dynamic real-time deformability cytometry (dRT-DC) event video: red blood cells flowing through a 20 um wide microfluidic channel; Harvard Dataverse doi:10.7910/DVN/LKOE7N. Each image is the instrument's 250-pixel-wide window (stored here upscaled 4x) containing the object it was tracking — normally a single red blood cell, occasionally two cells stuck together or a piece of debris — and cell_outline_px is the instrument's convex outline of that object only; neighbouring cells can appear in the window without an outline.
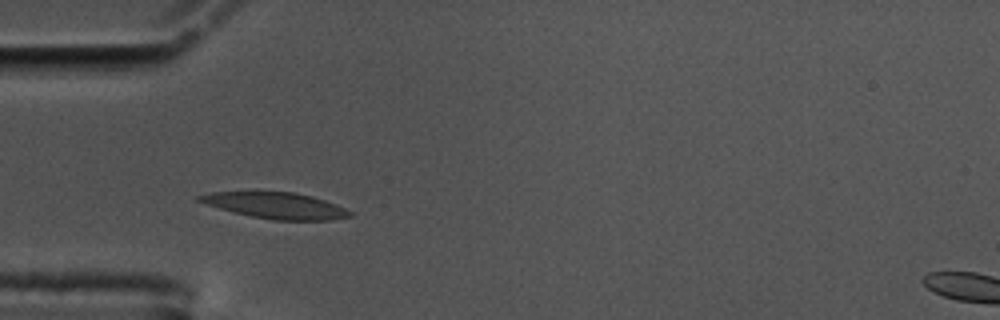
{"species": "common noctule bat (a hibernating species)", "species_latin": "Nyctalus noctula", "temperature_condition": "cold", "stored_images_in_passage": 45, "camera_frame_rate_fps": 3000, "um_per_image_px": 0.085, "animal": {"sex": "male", "body_mass_g": 17.5, "forearm_length_mm": 52.3}, "frame": {"image": 1, "passage_image": 4, "time_ms": 1.0, "image_size_px": [1000, 320], "cell_outline_px": [[352, 216], [328, 220], [272, 220], [232, 212], [196, 200], [196, 196], [212, 192], [296, 192], [312, 196], [324, 200], [344, 208], [352, 212]], "centroid_in_image_um": [23.44, 17.47], "position_along_channel_um": 61.6, "area_um2": 22.66}}
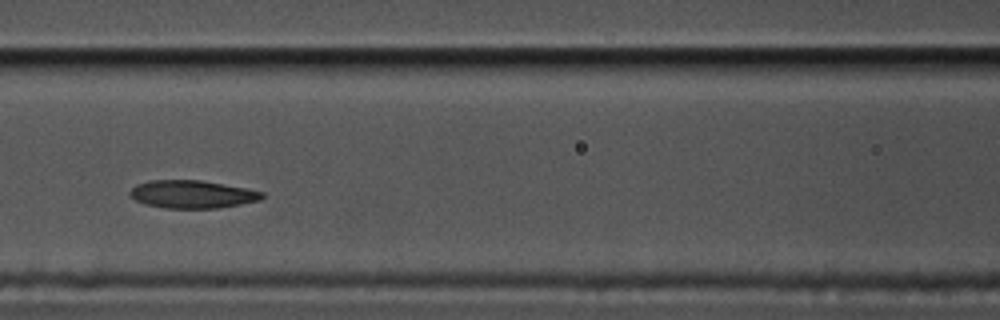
{"frame": {"image": 2, "passage_image": 12, "time_ms": 3.667, "image_size_px": [1000, 320], "cell_outline_px": [[264, 196], [260, 200], [240, 204], [216, 208], [164, 208], [144, 204], [136, 200], [128, 192], [136, 184], [148, 180], [200, 180], [244, 188], [264, 192]], "centroid_in_image_um": [16.3, 16.51], "position_along_channel_um": 150.3, "area_um2": 21.33}}
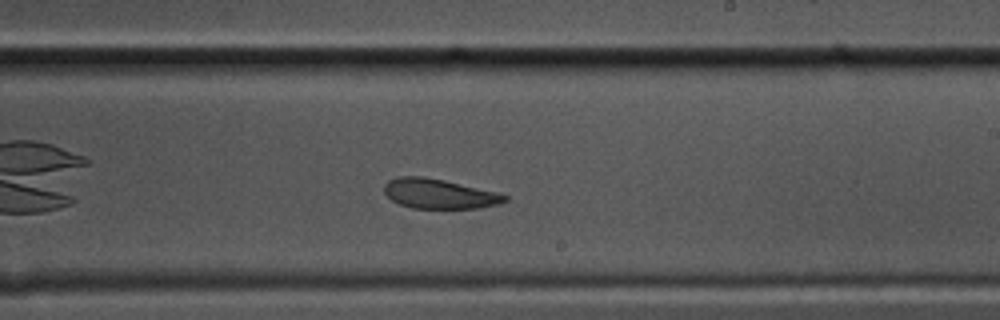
{"frame": {"image": 3, "passage_image": 21, "time_ms": 6.667, "image_size_px": [1000, 320], "cell_outline_px": [[508, 200], [496, 204], [480, 208], [412, 208], [400, 204], [392, 200], [384, 192], [384, 184], [388, 180], [396, 176], [424, 176], [444, 180], [496, 192], [508, 196]], "centroid_in_image_um": [37.29, 16.46], "position_along_channel_um": 251.7, "area_um2": 20.81}, "authors_computed_cell_mechanics": {"area_um2": 22.542, "velocity_mm_per_s": 3.4035, "shape_relaxation_time_tau1_ms": 5.0867, "shape_relaxation_time_tau2_ms": 3.7063, "deformation_change_tau1": 0.1562, "deformation_change_tau2": 0.1001}}